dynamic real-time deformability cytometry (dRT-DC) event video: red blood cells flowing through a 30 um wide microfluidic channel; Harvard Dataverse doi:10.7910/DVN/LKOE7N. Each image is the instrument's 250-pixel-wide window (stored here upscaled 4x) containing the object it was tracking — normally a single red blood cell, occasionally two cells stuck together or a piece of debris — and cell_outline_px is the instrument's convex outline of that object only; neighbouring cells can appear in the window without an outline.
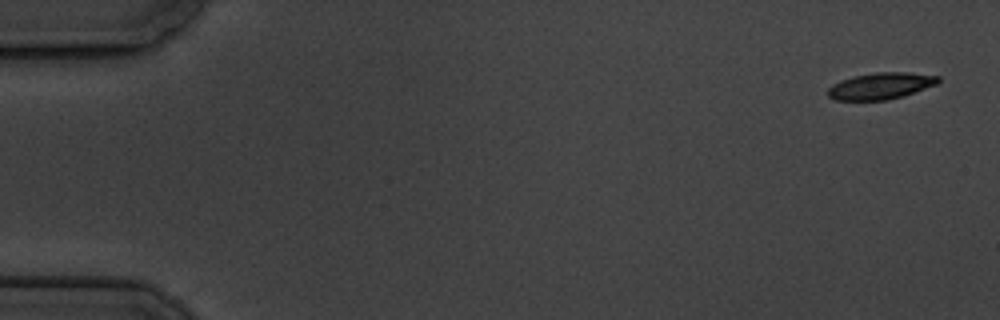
{"species": "common noctule bat (a hibernating species)", "species_latin": "Nyctalus noctula", "temperature_condition": "cold", "stored_images_in_passage": 5, "camera_frame_rate_fps": 3000, "um_per_image_px": 0.085, "animal": {"sex": "male", "body_mass_g": 19.5, "forearm_length_mm": 54.6}, "frame": {"image": 1, "passage_image": 1, "time_ms": 0.0, "image_size_px": [1000, 320], "cell_outline_px": [[940, 80], [936, 84], [904, 96], [888, 100], [836, 100], [828, 96], [828, 88], [832, 84], [840, 80], [852, 76], [876, 72], [908, 72], [940, 76]], "centroid_in_image_um": [74.85, 7.3], "position_along_channel_um": 10.2, "area_um2": 17.17}}
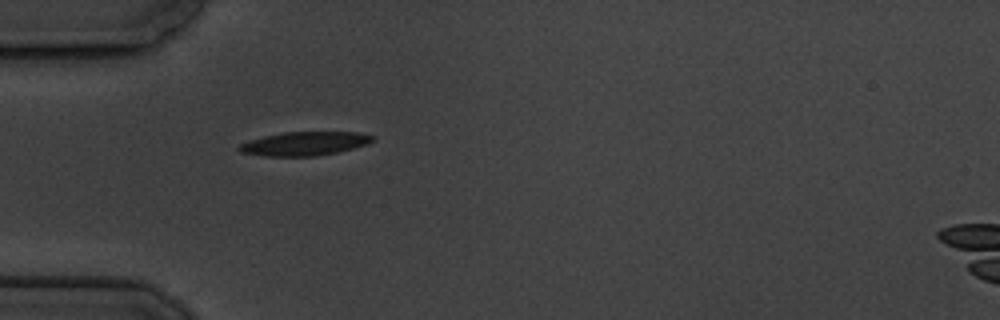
{"frame": {"image": 2, "passage_image": 5, "time_ms": 5.333, "image_size_px": [1000, 320], "cell_outline_px": [[376, 140], [368, 144], [336, 152], [316, 156], [264, 156], [240, 152], [236, 148], [240, 144], [248, 140], [264, 136], [284, 132], [356, 132], [376, 136]], "centroid_in_image_um": [25.88, 12.2], "position_along_channel_um": 59.1, "area_um2": 18.55}}